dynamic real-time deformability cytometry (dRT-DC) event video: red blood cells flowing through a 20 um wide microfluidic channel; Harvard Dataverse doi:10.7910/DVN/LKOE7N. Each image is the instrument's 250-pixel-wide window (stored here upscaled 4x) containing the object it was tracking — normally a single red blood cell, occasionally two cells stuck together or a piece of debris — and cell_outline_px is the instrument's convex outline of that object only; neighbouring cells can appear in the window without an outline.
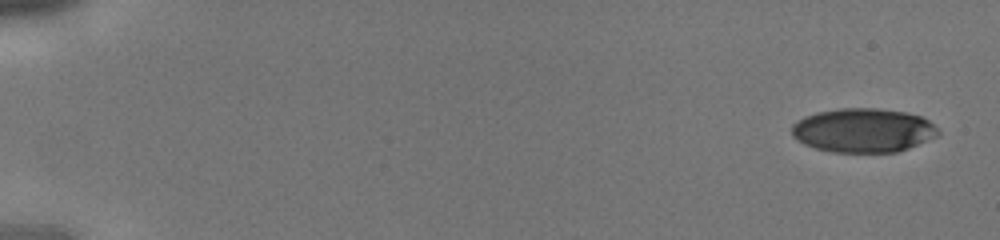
{"species": "human", "species_latin": "Homo sapiens", "temperature_condition": "cold", "stored_images_in_passage": 42, "camera_frame_rate_fps": 3000, "um_per_image_px": 0.085, "donor": {"sex": "male"}, "frame": {"image": 1, "passage_image": 1, "time_ms": 0.0, "image_size_px": [1000, 240], "cell_outline_px": [[940, 132], [936, 136], [908, 148], [896, 152], [832, 152], [816, 148], [804, 144], [796, 140], [792, 136], [792, 124], [796, 120], [804, 116], [816, 112], [840, 108], [876, 108], [904, 112], [920, 116], [928, 120]], "centroid_in_image_um": [73.32, 11.07], "position_along_channel_um": 11.7, "area_um2": 37.51}}
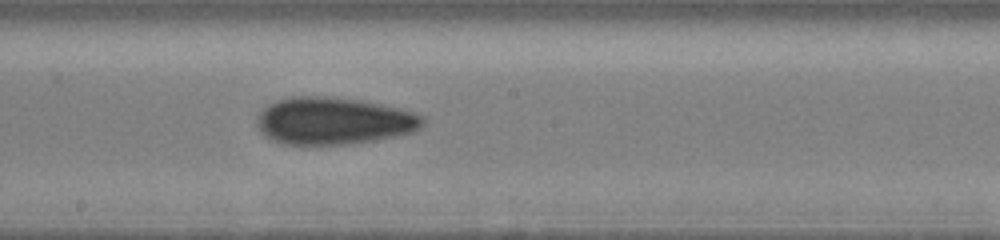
{"frame": {"image": 2, "passage_image": 24, "time_ms": 7.667, "image_size_px": [1000, 240], "cell_outline_px": [[424, 124], [420, 128], [412, 132], [392, 136], [348, 144], [284, 144], [272, 140], [264, 136], [260, 132], [256, 124], [256, 116], [268, 104], [292, 96], [320, 96], [360, 100], [380, 104], [412, 112], [424, 116]], "centroid_in_image_um": [28.3, 10.27], "position_along_channel_um": 219.9, "area_um2": 45.26}}
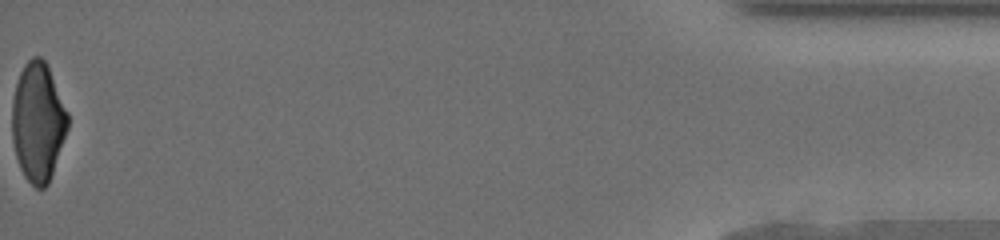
{"frame": {"image": 3, "passage_image": 42, "time_ms": 13.667, "image_size_px": [1000, 240], "cell_outline_px": [[68, 128], [48, 184], [44, 188], [36, 188], [24, 176], [20, 168], [16, 156], [12, 140], [12, 100], [16, 84], [20, 72], [24, 64], [32, 56], [40, 56], [48, 64], [68, 112]], "centroid_in_image_um": [3.22, 10.34], "position_along_channel_um": 432.0, "area_um2": 38.73}}